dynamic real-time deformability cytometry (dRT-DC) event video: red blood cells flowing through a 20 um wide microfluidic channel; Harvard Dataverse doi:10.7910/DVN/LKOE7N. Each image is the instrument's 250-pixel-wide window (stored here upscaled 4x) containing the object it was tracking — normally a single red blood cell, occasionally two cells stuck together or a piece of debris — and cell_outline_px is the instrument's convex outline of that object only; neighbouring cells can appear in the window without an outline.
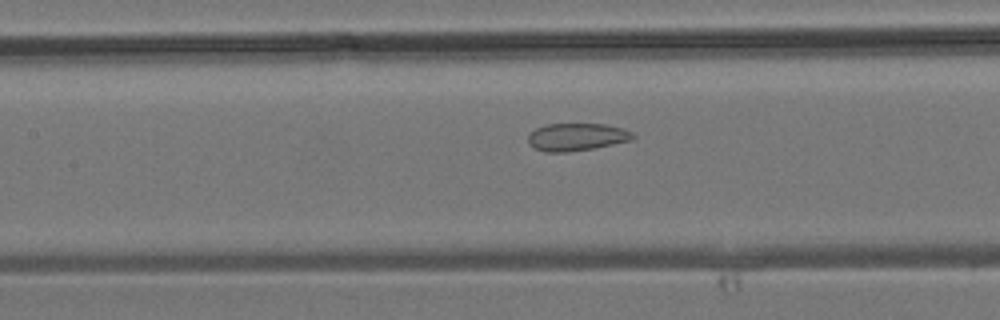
{"species": "common noctule bat (a hibernating species)", "species_latin": "Nyctalus noctula", "temperature_condition": "room temperature", "stored_images_in_passage": 27, "camera_frame_rate_fps": 3000, "um_per_image_px": 0.085, "animal": {"sex": "male", "body_mass_g": 19.2, "forearm_length_mm": 51.8}, "frame": {"image": 1, "passage_image": 10, "time_ms": 3.0, "image_size_px": [1000, 320], "cell_outline_px": [[636, 136], [632, 140], [592, 148], [568, 152], [544, 152], [532, 148], [528, 144], [528, 136], [536, 128], [544, 124], [604, 124], [624, 128], [632, 132]], "centroid_in_image_um": [48.99, 11.64], "position_along_channel_um": 158.4, "area_um2": 16.94}}
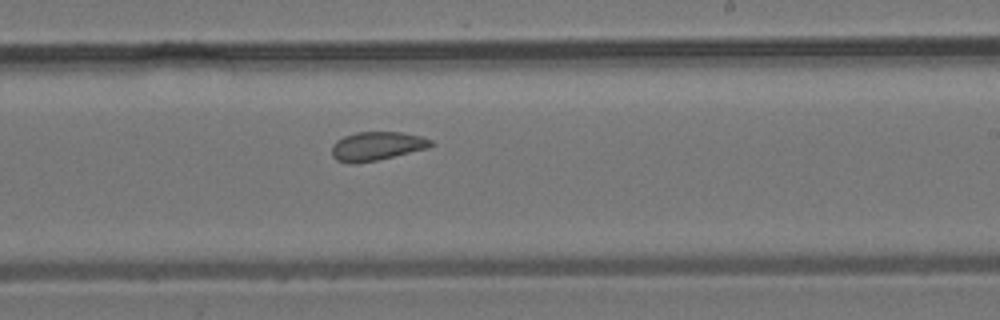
{"frame": {"image": 2, "passage_image": 16, "time_ms": 5.0, "image_size_px": [1000, 320], "cell_outline_px": [[436, 144], [428, 148], [376, 160], [356, 164], [348, 164], [336, 160], [332, 156], [332, 144], [336, 140], [344, 136], [356, 132], [400, 132], [420, 136], [432, 140]], "centroid_in_image_um": [32.0, 12.42], "position_along_channel_um": 257.0, "area_um2": 16.7}}
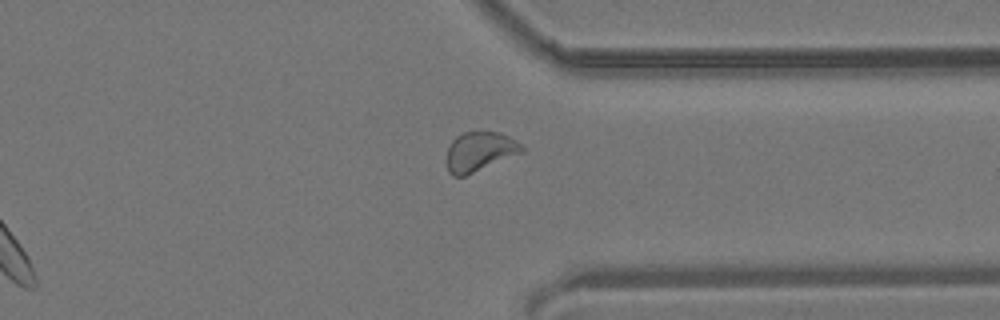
{"frame": {"image": 3, "passage_image": 23, "time_ms": 7.333, "image_size_px": [1000, 320], "cell_outline_px": [[524, 152], [464, 176], [452, 176], [448, 172], [448, 148], [452, 140], [456, 136], [464, 132], [500, 132], [524, 144]], "centroid_in_image_um": [40.81, 12.87], "position_along_channel_um": 370.6, "area_um2": 17.22}}